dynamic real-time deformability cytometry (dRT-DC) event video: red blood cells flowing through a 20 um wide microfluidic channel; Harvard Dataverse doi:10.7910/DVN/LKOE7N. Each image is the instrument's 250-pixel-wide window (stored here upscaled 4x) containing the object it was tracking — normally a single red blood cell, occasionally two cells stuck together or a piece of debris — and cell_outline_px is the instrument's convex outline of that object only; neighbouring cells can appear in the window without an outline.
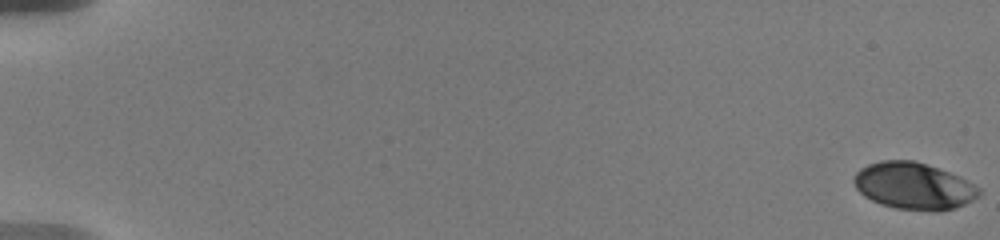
{"species": "human", "species_latin": "Homo sapiens", "temperature_condition": "warm", "stored_images_in_passage": 27, "camera_frame_rate_fps": 3000, "um_per_image_px": 0.085, "donor": {"sex": "male"}, "frame": {"image": 1, "passage_image": 1, "time_ms": 0.0, "image_size_px": [1000, 240], "cell_outline_px": [[980, 196], [956, 208], [940, 212], [932, 212], [896, 208], [880, 204], [864, 196], [856, 188], [852, 180], [856, 172], [860, 168], [868, 164], [880, 160], [916, 160], [948, 172], [980, 188]], "centroid_in_image_um": [77.64, 15.82], "position_along_channel_um": 7.4, "area_um2": 34.28}}
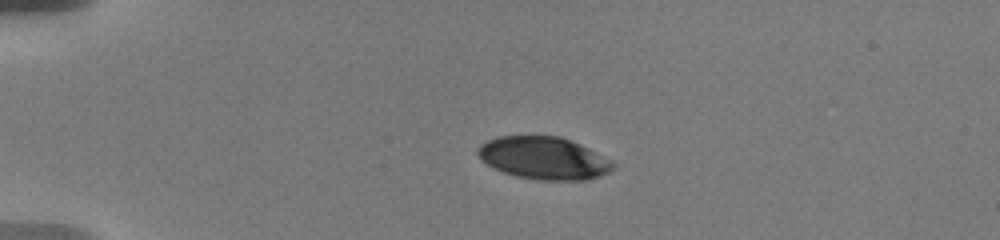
{"frame": {"image": 2, "passage_image": 15, "time_ms": 4.667, "image_size_px": [1000, 240], "cell_outline_px": [[616, 168], [600, 176], [588, 180], [536, 180], [516, 176], [504, 172], [488, 164], [476, 152], [476, 148], [480, 144], [496, 136], [560, 136], [580, 144], [612, 160], [616, 164]], "centroid_in_image_um": [46.25, 13.44], "position_along_channel_um": 38.7, "area_um2": 33.52}}
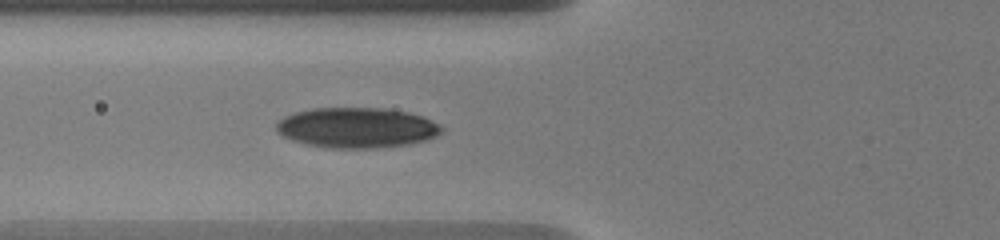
{"frame": {"image": 3, "passage_image": 27, "time_ms": 7.667, "image_size_px": [1000, 240], "cell_outline_px": [[444, 128], [436, 136], [424, 140], [408, 144], [380, 148], [324, 148], [292, 140], [276, 132], [276, 124], [284, 116], [296, 112], [312, 108], [384, 108], [408, 112], [424, 116], [440, 124]], "centroid_in_image_um": [30.33, 10.85], "position_along_channel_um": 95.5, "area_um2": 38.96}}